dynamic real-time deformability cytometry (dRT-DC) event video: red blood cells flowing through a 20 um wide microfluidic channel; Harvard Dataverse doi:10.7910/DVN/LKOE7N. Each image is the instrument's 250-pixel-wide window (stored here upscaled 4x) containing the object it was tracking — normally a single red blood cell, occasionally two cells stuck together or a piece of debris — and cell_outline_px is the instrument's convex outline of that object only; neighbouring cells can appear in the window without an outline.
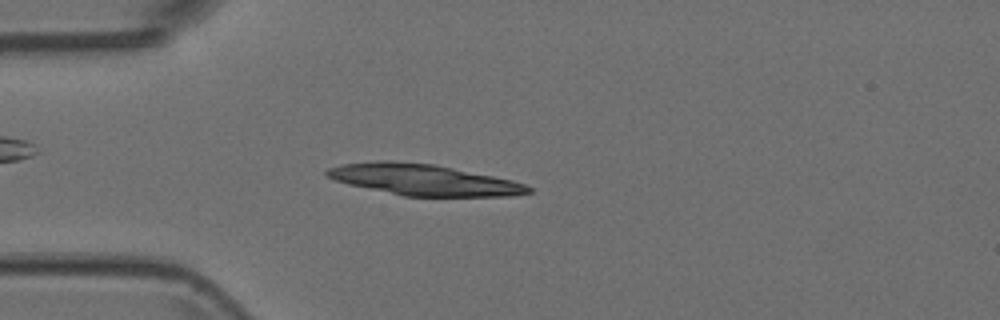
{"species": "Egyptian fruit bat (a non-hibernating species)", "species_latin": "Rousettus aegyptiacus", "temperature_condition": "room temperature", "stored_images_in_passage": 3, "camera_frame_rate_fps": 3000, "um_per_image_px": 0.085, "animal": {"sex": "female"}, "frame": {"image": 1, "passage_image": 3, "time_ms": 0.667, "image_size_px": [1000, 320], "cell_outline_px": [[532, 192], [512, 196], [404, 196], [348, 184], [324, 176], [324, 172], [328, 168], [344, 164], [376, 160], [392, 160], [432, 164], [512, 180], [524, 184], [532, 188]], "centroid_in_image_um": [35.96, 15.28], "position_along_channel_um": 49.0, "area_um2": 36.24}}